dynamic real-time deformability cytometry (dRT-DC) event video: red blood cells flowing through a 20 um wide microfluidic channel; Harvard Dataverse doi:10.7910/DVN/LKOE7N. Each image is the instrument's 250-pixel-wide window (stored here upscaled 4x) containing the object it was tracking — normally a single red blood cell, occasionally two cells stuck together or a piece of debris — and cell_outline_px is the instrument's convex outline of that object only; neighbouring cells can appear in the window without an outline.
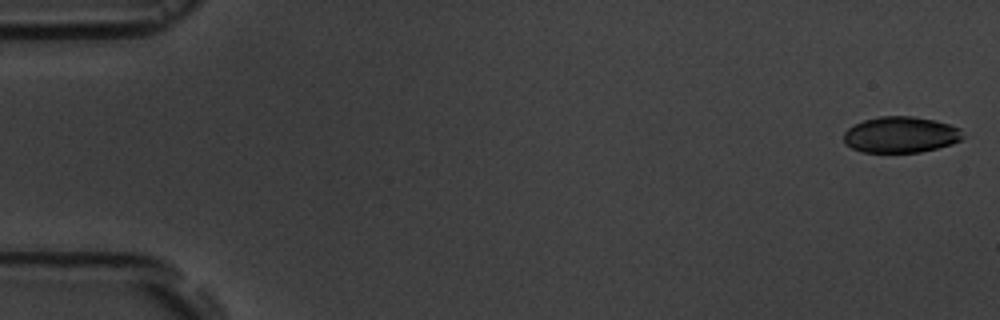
{"species": "common noctule bat (a hibernating species)", "species_latin": "Nyctalus noctula", "temperature_condition": "room temperature", "stored_images_in_passage": 11, "camera_frame_rate_fps": 3000, "um_per_image_px": 0.085, "animal": {"sex": "male", "body_mass_g": 19.5, "forearm_length_mm": 54.6}, "frame": {"image": 1, "passage_image": 1, "time_ms": 0.0, "image_size_px": [1000, 320], "cell_outline_px": [[964, 136], [960, 140], [952, 144], [920, 152], [860, 152], [844, 144], [844, 132], [848, 128], [864, 120], [880, 116], [912, 116], [936, 120], [960, 128]], "centroid_in_image_um": [76.55, 11.45], "position_along_channel_um": 8.4, "area_um2": 25.09}}
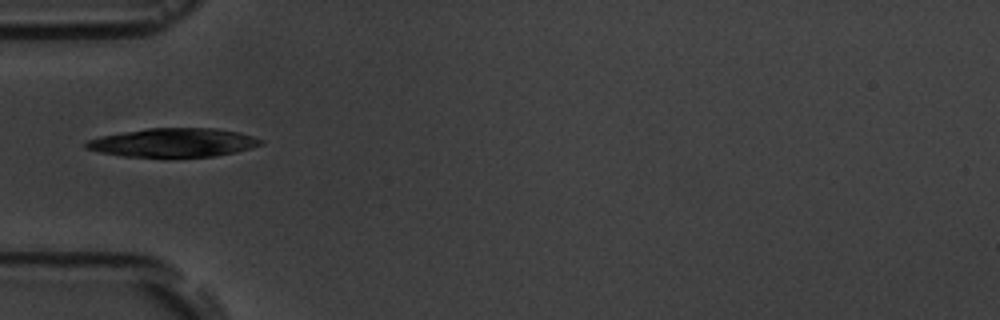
{"frame": {"image": 2, "passage_image": 6, "time_ms": 5.667, "image_size_px": [1000, 320], "cell_outline_px": [[264, 144], [252, 148], [236, 152], [216, 156], [124, 156], [100, 152], [84, 148], [84, 144], [88, 140], [100, 136], [148, 128], [216, 128], [240, 132], [264, 140]], "centroid_in_image_um": [14.78, 12.11], "position_along_channel_um": 70.2, "area_um2": 29.13}}
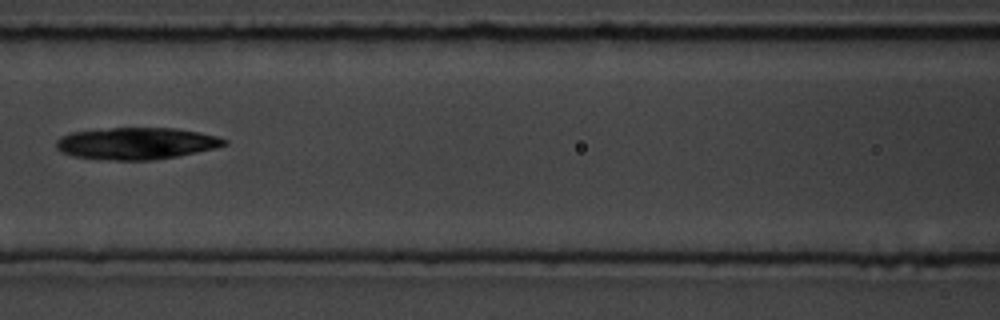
{"frame": {"image": 3, "passage_image": 8, "time_ms": 8.0, "image_size_px": [1000, 320], "cell_outline_px": [[228, 144], [216, 148], [176, 156], [152, 160], [116, 160], [72, 156], [60, 152], [56, 148], [56, 140], [60, 136], [72, 132], [112, 128], [176, 128], [200, 132], [220, 136], [228, 140]], "centroid_in_image_um": [11.61, 12.18], "position_along_channel_um": 155.0, "area_um2": 31.27}}